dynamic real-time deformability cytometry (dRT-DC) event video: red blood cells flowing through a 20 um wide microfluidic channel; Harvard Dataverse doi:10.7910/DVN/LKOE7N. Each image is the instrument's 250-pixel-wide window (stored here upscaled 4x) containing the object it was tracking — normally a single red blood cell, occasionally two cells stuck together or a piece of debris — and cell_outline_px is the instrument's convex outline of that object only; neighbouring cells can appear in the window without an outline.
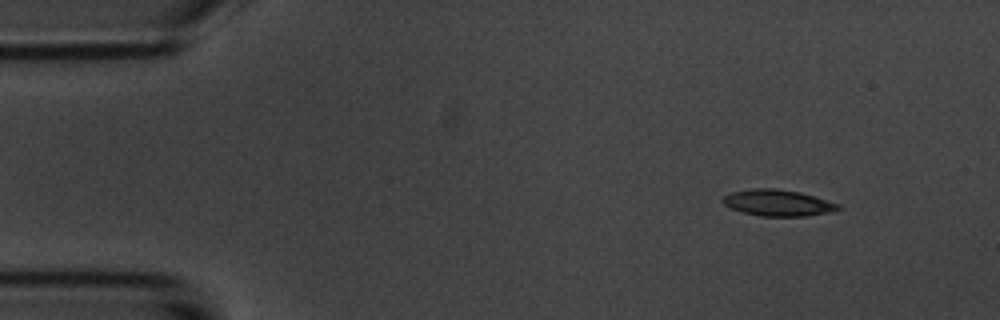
{"species": "common noctule bat (a hibernating species)", "species_latin": "Nyctalus noctula", "temperature_condition": "room temperature", "stored_images_in_passage": 4, "camera_frame_rate_fps": 3000, "um_per_image_px": 0.085, "animal": {"sex": "male", "body_mass_g": 20.1, "forearm_length_mm": 53.5}, "frame": {"image": 1, "passage_image": 1, "time_ms": 0.0, "image_size_px": [1000, 320], "cell_outline_px": [[840, 208], [828, 212], [804, 216], [760, 216], [744, 212], [732, 208], [724, 204], [720, 200], [724, 196], [732, 192], [752, 188], [776, 188], [800, 192], [840, 204]], "centroid_in_image_um": [66.09, 17.23], "position_along_channel_um": 18.9, "area_um2": 17.51}}
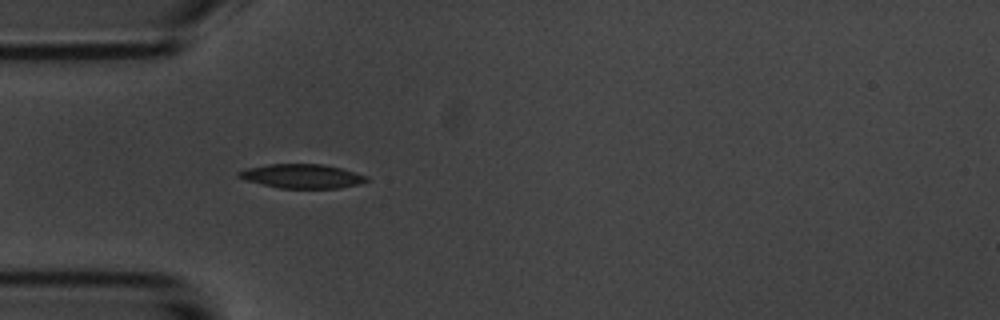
{"frame": {"image": 2, "passage_image": 4, "time_ms": 3.333, "image_size_px": [1000, 320], "cell_outline_px": [[368, 180], [360, 184], [340, 188], [280, 188], [244, 180], [236, 176], [236, 172], [244, 168], [268, 164], [320, 164], [340, 168], [368, 176]], "centroid_in_image_um": [25.62, 14.97], "position_along_channel_um": 59.4, "area_um2": 18.03}}